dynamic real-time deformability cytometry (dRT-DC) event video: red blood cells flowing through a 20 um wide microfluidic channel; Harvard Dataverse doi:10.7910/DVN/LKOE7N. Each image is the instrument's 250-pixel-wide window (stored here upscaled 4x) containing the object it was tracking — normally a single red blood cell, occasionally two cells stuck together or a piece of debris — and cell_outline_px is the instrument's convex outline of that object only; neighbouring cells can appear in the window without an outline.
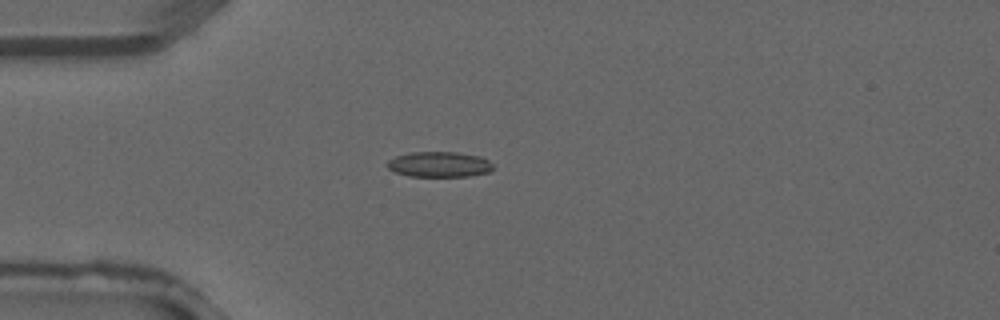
{"species": "common noctule bat (a hibernating species)", "species_latin": "Nyctalus noctula", "temperature_condition": "warm", "stored_images_in_passage": 1, "camera_frame_rate_fps": 3000, "um_per_image_px": 0.085, "animal": {"sex": "male", "forearm_length_mm": 52.5}, "frame": {"image": 1, "passage_image": 1, "time_ms": 0.0, "image_size_px": [1000, 320], "cell_outline_px": [[492, 168], [488, 172], [468, 176], [408, 176], [396, 172], [388, 168], [384, 164], [388, 160], [396, 156], [412, 152], [456, 152], [480, 156], [488, 160], [492, 164]], "centroid_in_image_um": [37.3, 13.97], "position_along_channel_um": 47.7, "area_um2": 15.61}}